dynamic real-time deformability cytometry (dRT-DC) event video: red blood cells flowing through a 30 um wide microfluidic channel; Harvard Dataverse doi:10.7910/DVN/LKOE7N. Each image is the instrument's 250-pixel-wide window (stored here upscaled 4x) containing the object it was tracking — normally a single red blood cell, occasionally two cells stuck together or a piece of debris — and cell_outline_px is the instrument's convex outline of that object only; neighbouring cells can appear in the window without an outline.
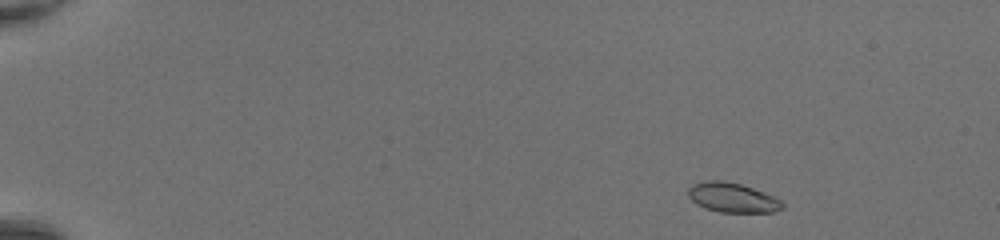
{"species": "common noctule bat (a hibernating species)", "species_latin": "Nyctalus noctula", "temperature_condition": "room temperature", "stored_images_in_passage": 44, "camera_frame_rate_fps": 3000, "um_per_image_px": 0.085, "animal": {"sex": "female", "body_mass_g": 20.0, "forearm_length_mm": 54.0}, "frame": {"image": 1, "passage_image": 2, "time_ms": 0.333, "image_size_px": [1000, 240], "cell_outline_px": [[784, 208], [772, 212], [720, 212], [704, 208], [696, 204], [688, 196], [688, 188], [692, 184], [704, 180], [720, 180], [740, 184], [764, 192], [780, 200], [784, 204]], "centroid_in_image_um": [62.22, 16.79], "position_along_channel_um": 22.8, "area_um2": 16.24}}
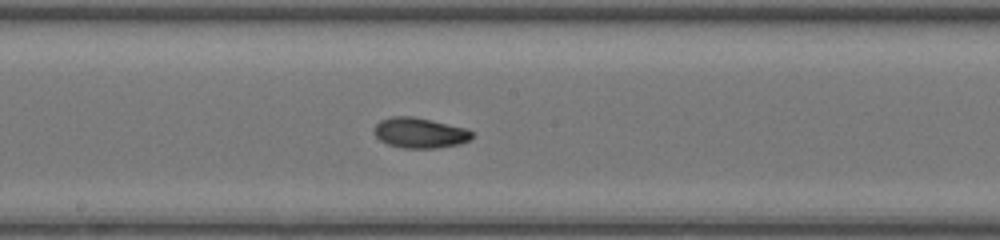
{"frame": {"image": 2, "passage_image": 24, "time_ms": 7.667, "image_size_px": [1000, 240], "cell_outline_px": [[472, 136], [468, 140], [460, 144], [436, 148], [404, 148], [388, 144], [380, 140], [372, 132], [376, 124], [380, 120], [392, 116], [412, 116], [432, 120], [468, 128], [472, 132]], "centroid_in_image_um": [35.67, 11.28], "position_along_channel_um": 212.5, "area_um2": 17.4}}
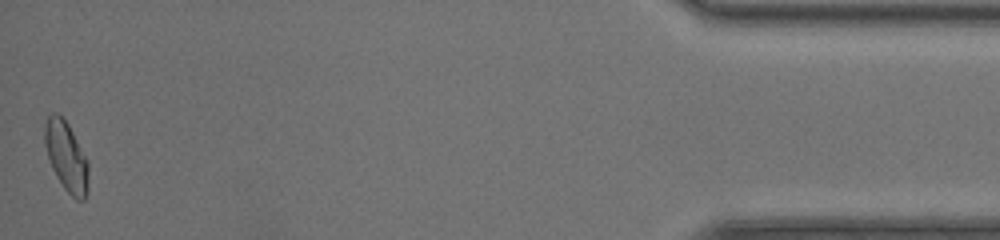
{"frame": {"image": 3, "passage_image": 44, "time_ms": 14.333, "image_size_px": [1000, 240], "cell_outline_px": [[88, 192], [84, 200], [76, 200], [64, 188], [56, 176], [52, 168], [44, 144], [44, 124], [48, 116], [52, 112], [56, 112], [68, 124], [88, 160]], "centroid_in_image_um": [5.64, 13.31], "position_along_channel_um": 429.6, "area_um2": 17.8}, "authors_computed_cell_mechanics": {"area_um2": 16.9643, "velocity_mm_per_s": 4.4092, "shape_relaxation_time_tau1_ms": 3.981, "shape_relaxation_time_tau2_ms": 2.7175, "deformation_change_tau1": 0.1448, "deformation_change_tau2": 0.073}}